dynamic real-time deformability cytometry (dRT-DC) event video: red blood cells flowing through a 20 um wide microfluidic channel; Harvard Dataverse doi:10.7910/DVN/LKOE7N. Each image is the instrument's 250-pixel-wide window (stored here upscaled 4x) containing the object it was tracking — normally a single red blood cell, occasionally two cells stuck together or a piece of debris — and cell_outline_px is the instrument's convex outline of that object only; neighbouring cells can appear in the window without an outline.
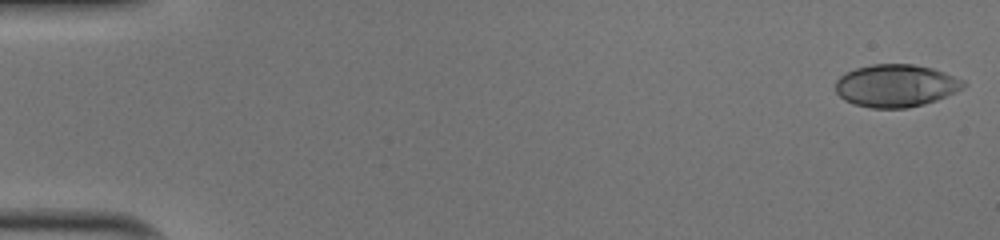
{"species": "human", "species_latin": "Homo sapiens", "temperature_condition": "cold", "stored_images_in_passage": 13, "camera_frame_rate_fps": 3000, "um_per_image_px": 0.085, "donor": {"sex": "male"}, "frame": {"image": 1, "passage_image": 1, "time_ms": 0.0, "image_size_px": [1000, 240], "cell_outline_px": [[968, 84], [964, 88], [956, 92], [936, 100], [924, 104], [908, 108], [872, 108], [852, 104], [844, 100], [836, 92], [836, 80], [840, 76], [856, 68], [872, 64], [912, 64], [932, 68], [944, 72], [964, 80]], "centroid_in_image_um": [76.17, 7.29], "position_along_channel_um": 8.8, "area_um2": 31.85}}